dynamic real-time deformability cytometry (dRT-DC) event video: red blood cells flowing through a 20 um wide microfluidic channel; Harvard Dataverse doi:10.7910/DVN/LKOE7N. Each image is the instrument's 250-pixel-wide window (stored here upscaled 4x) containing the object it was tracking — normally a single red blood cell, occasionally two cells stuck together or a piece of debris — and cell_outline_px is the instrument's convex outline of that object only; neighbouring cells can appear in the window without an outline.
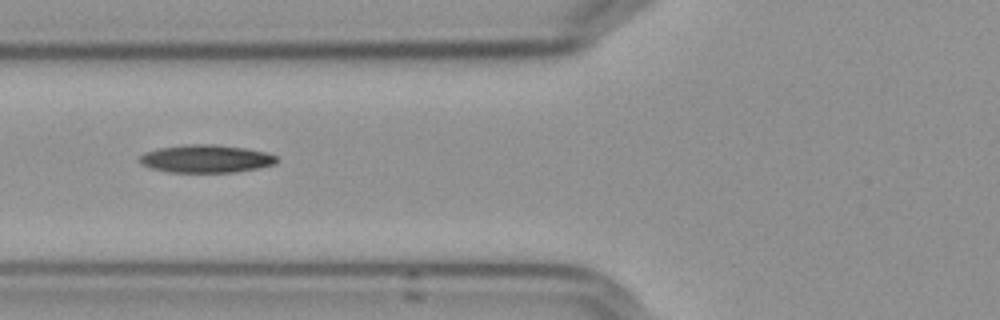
{"species": "Egyptian fruit bat (a non-hibernating species)", "species_latin": "Rousettus aegyptiacus", "temperature_condition": "cold", "stored_images_in_passage": 21, "camera_frame_rate_fps": 3000, "um_per_image_px": 0.085, "frame": {"image": 1, "passage_image": 7, "time_ms": 2.0, "image_size_px": [1000, 320], "cell_outline_px": [[280, 160], [276, 164], [260, 168], [236, 172], [168, 172], [152, 168], [140, 164], [140, 156], [144, 152], [160, 148], [184, 144], [212, 144], [244, 148], [268, 152], [276, 156]], "centroid_in_image_um": [17.56, 13.49], "position_along_channel_um": 108.2, "area_um2": 22.43}}
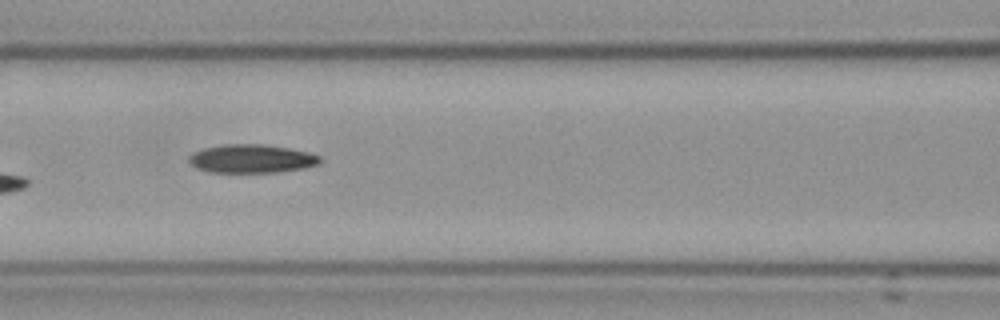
{"frame": {"image": 2, "passage_image": 10, "time_ms": 3.0, "image_size_px": [1000, 320], "cell_outline_px": [[320, 164], [304, 168], [276, 172], [208, 172], [196, 168], [188, 160], [188, 156], [192, 152], [204, 148], [224, 144], [264, 144], [288, 148], [308, 152], [320, 156]], "centroid_in_image_um": [21.36, 13.49], "position_along_channel_um": 145.2, "area_um2": 21.79}}